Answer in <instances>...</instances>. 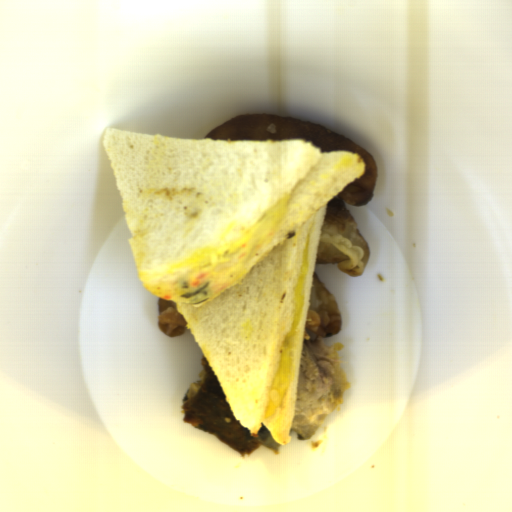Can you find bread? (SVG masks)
Here are the masks:
<instances>
[{
	"label": "bread",
	"instance_id": "bread-1",
	"mask_svg": "<svg viewBox=\"0 0 512 512\" xmlns=\"http://www.w3.org/2000/svg\"><path fill=\"white\" fill-rule=\"evenodd\" d=\"M103 144L145 289L175 301L236 421L254 435L263 424L276 444H288L327 205L363 175L362 156L300 138H172L114 127ZM307 239L289 389L266 421ZM207 282L195 298L180 296Z\"/></svg>",
	"mask_w": 512,
	"mask_h": 512
}]
</instances>
